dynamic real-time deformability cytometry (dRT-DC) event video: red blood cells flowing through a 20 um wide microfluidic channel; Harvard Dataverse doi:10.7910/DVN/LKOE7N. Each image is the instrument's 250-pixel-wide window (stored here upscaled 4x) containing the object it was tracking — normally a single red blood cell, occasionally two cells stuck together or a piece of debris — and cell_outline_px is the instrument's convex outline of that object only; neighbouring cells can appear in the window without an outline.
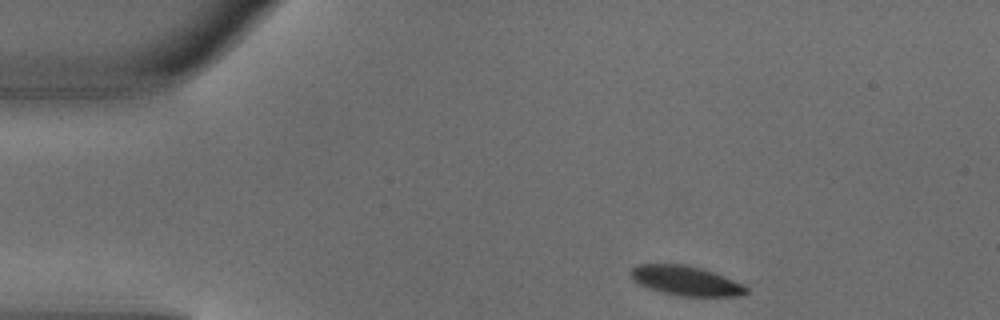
{"species": "common noctule bat (a hibernating species)", "species_latin": "Nyctalus noctula", "temperature_condition": "warm", "stored_images_in_passage": 4, "camera_frame_rate_fps": 3000, "um_per_image_px": 0.085, "animal": {"sex": "male", "body_mass_g": 18.8}, "frame": {"image": 1, "passage_image": 1, "time_ms": 0.0, "image_size_px": [1000, 320], "cell_outline_px": [[748, 292], [740, 296], [680, 296], [660, 292], [648, 288], [632, 280], [632, 268], [640, 264], [684, 264], [700, 268], [712, 272], [732, 280], [748, 288]], "centroid_in_image_um": [58.27, 23.87], "position_along_channel_um": 26.7, "area_um2": 19.59}}
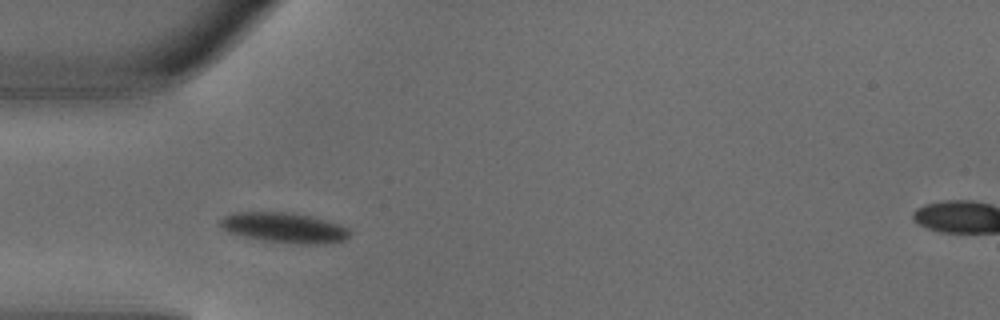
{"frame": {"image": 2, "passage_image": 3, "time_ms": 0.667, "image_size_px": [1000, 320], "cell_outline_px": [[352, 232], [344, 240], [324, 244], [288, 244], [264, 240], [244, 236], [228, 232], [220, 224], [220, 220], [224, 216], [232, 212], [292, 212], [312, 216], [328, 220], [340, 224], [348, 228]], "centroid_in_image_um": [24.21, 19.35], "position_along_channel_um": 60.8, "area_um2": 23.0}}
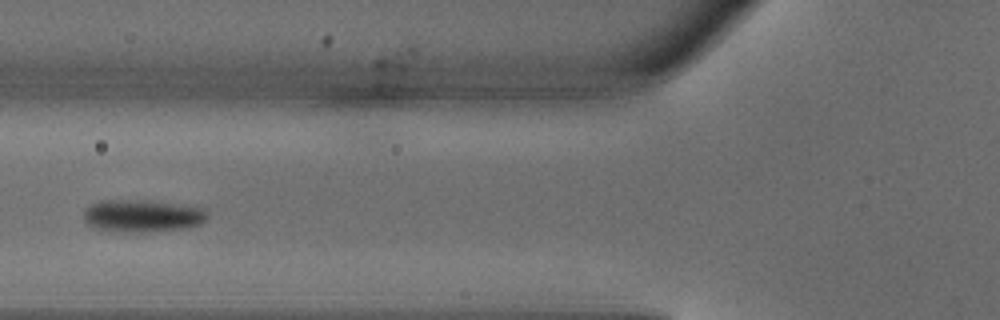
{"frame": {"image": 3, "passage_image": 4, "time_ms": 1.0, "image_size_px": [1000, 320], "cell_outline_px": [[208, 216], [200, 224], [188, 228], [144, 232], [108, 232], [92, 228], [84, 220], [84, 212], [88, 204], [100, 200], [144, 200], [204, 208]], "centroid_in_image_um": [12.02, 18.36], "position_along_channel_um": 113.8, "area_um2": 23.64}}